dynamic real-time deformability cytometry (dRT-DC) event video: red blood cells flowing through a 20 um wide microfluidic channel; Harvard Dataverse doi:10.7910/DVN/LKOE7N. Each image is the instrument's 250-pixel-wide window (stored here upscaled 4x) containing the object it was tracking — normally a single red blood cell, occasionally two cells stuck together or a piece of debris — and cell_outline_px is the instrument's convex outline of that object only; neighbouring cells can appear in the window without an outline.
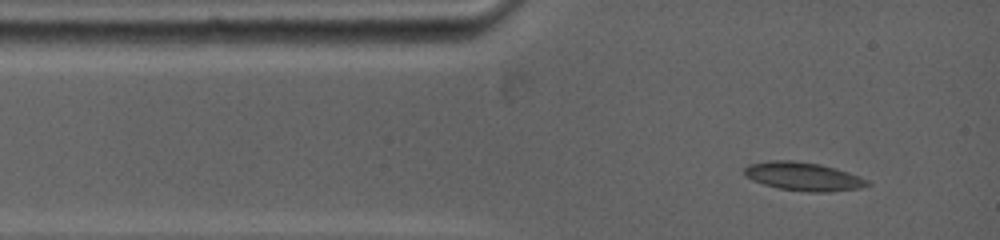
{"species": "common noctule bat (a hibernating species)", "species_latin": "Nyctalus noctula", "temperature_condition": "warm", "stored_images_in_passage": 24, "camera_frame_rate_fps": 5000, "um_per_image_px": 0.085, "animal": {"sex": "female", "body_mass_g": 19.0, "forearm_length_mm": 53.3}, "frame": {"image": 1, "passage_image": 1, "time_ms": 0.0, "image_size_px": [1000, 240], "cell_outline_px": [[872, 184], [860, 188], [824, 192], [808, 192], [780, 188], [764, 184], [752, 180], [744, 176], [744, 168], [748, 164], [768, 160], [792, 160], [820, 164], [836, 168], [860, 176], [868, 180]], "centroid_in_image_um": [68.27, 14.99], "position_along_channel_um": 16.7, "area_um2": 20.46}}
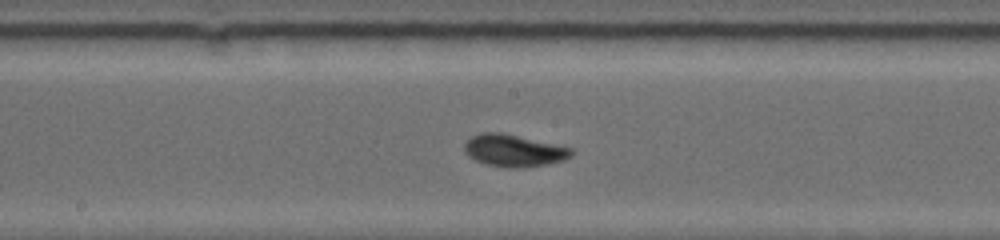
{"frame": {"image": 2, "passage_image": 14, "time_ms": 5.4, "image_size_px": [1000, 240], "cell_outline_px": [[576, 152], [572, 156], [564, 160], [548, 164], [520, 168], [512, 168], [488, 164], [476, 160], [468, 156], [464, 152], [464, 144], [472, 136], [484, 132], [500, 132], [572, 148]], "centroid_in_image_um": [43.7, 12.8], "position_along_channel_um": 204.5, "area_um2": 19.88}}
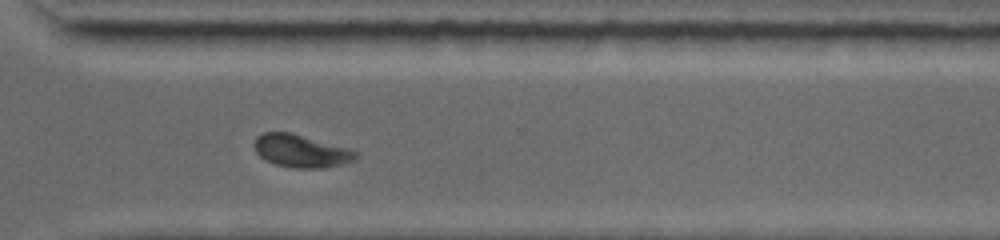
{"frame": {"image": 3, "passage_image": 24, "time_ms": 9.0, "image_size_px": [1000, 240], "cell_outline_px": [[360, 152], [352, 160], [340, 164], [320, 168], [296, 168], [276, 164], [264, 160], [256, 152], [252, 144], [256, 136], [264, 132], [292, 132], [348, 148]], "centroid_in_image_um": [25.53, 12.81], "position_along_channel_um": 345.1, "area_um2": 19.36}}